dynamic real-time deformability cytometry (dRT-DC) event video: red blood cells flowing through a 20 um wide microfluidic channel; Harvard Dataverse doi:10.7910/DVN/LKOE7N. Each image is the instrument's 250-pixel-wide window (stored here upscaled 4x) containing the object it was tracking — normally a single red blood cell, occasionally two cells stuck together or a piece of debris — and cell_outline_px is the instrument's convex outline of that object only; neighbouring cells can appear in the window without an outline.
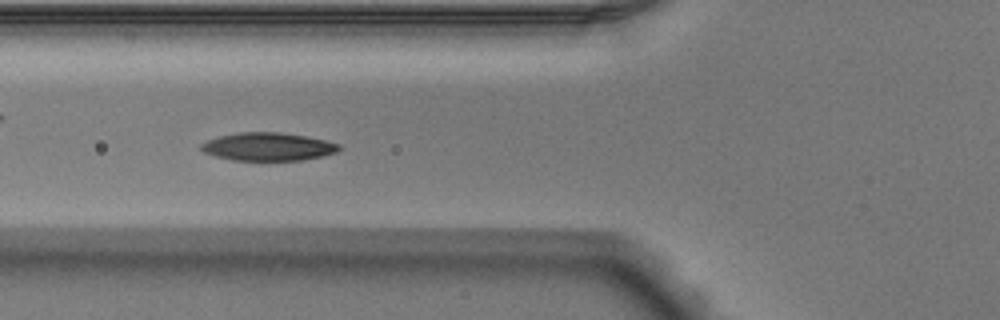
{"species": "Egyptian fruit bat (a non-hibernating species)", "species_latin": "Rousettus aegyptiacus", "temperature_condition": "warm", "stored_images_in_passage": 53, "camera_frame_rate_fps": 3000, "um_per_image_px": 0.085, "animal": {"sex": "male"}, "frame": {"image": 1, "passage_image": 20, "time_ms": 6.333, "image_size_px": [1000, 320], "cell_outline_px": [[340, 148], [336, 152], [324, 156], [300, 160], [232, 160], [216, 156], [204, 152], [200, 148], [200, 144], [208, 140], [220, 136], [240, 132], [280, 132], [304, 136], [324, 140], [340, 144]], "centroid_in_image_um": [22.78, 12.47], "position_along_channel_um": 103.0, "area_um2": 22.37}}
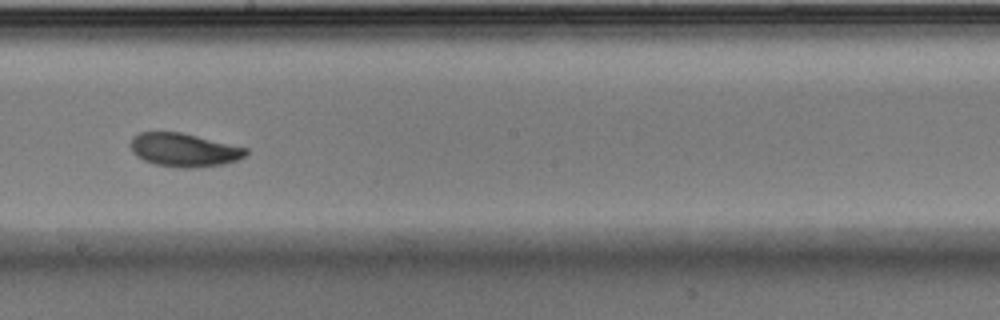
{"frame": {"image": 2, "passage_image": 30, "time_ms": 9.667, "image_size_px": [1000, 320], "cell_outline_px": [[248, 152], [244, 156], [236, 160], [224, 164], [192, 168], [176, 168], [156, 164], [144, 160], [136, 156], [132, 152], [128, 144], [132, 136], [140, 132], [180, 132], [248, 148]], "centroid_in_image_um": [15.59, 12.74], "position_along_channel_um": 232.6, "area_um2": 22.6}}
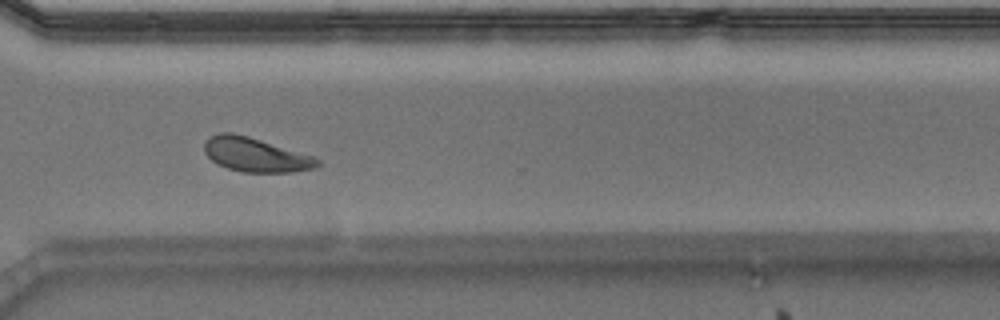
{"frame": {"image": 3, "passage_image": 39, "time_ms": 12.667, "image_size_px": [1000, 320], "cell_outline_px": [[320, 164], [316, 168], [292, 172], [244, 172], [228, 168], [212, 160], [204, 152], [204, 144], [208, 136], [220, 132], [232, 132], [248, 136], [316, 156], [320, 160]], "centroid_in_image_um": [21.75, 13.14], "position_along_channel_um": 348.8, "area_um2": 22.66}, "authors_computed_cell_mechanics": {"area_um2": 22.0218, "velocity_mm_per_s": 3.8811, "shape_relaxation_time_tau1_ms": 2.5514, "shape_relaxation_time_tau2_ms": null, "deformation_change_tau1": 0.1305, "deformation_change_tau2": null}}